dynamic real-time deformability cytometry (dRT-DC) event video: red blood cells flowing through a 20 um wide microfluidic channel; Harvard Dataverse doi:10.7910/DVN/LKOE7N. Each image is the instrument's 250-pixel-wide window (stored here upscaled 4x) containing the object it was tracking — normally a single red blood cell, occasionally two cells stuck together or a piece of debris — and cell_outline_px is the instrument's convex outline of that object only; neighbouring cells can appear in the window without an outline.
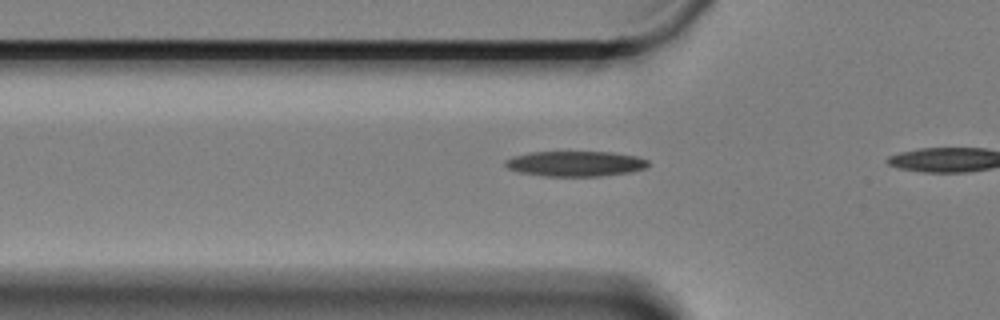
{"species": "Egyptian fruit bat (a non-hibernating species)", "species_latin": "Rousettus aegyptiacus", "temperature_condition": "cold", "stored_images_in_passage": 9, "camera_frame_rate_fps": 3000, "um_per_image_px": 0.085, "animal": {"sex": "female"}, "frame": {"image": 1, "passage_image": 8, "time_ms": 2.333, "image_size_px": [1000, 320], "cell_outline_px": [[648, 164], [644, 168], [628, 172], [600, 176], [544, 176], [520, 172], [508, 168], [504, 164], [504, 160], [516, 156], [532, 152], [612, 152], [636, 156], [648, 160]], "centroid_in_image_um": [48.9, 13.91], "position_along_channel_um": 76.9, "area_um2": 20.81}}